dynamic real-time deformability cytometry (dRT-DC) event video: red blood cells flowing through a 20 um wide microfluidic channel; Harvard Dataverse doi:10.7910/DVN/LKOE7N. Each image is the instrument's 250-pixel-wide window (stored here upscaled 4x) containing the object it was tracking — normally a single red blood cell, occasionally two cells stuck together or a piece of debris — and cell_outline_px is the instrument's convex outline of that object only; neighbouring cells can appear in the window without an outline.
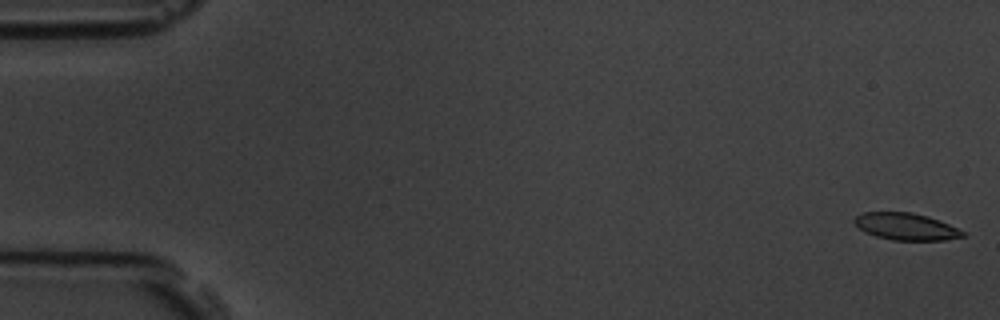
{"species": "common noctule bat (a hibernating species)", "species_latin": "Nyctalus noctula", "temperature_condition": "room temperature", "stored_images_in_passage": 6, "camera_frame_rate_fps": 3000, "um_per_image_px": 0.085, "animal": {"sex": "male", "body_mass_g": 19.5, "forearm_length_mm": 54.6}, "frame": {"image": 1, "passage_image": 1, "time_ms": 0.0, "image_size_px": [1000, 320], "cell_outline_px": [[964, 236], [944, 240], [892, 240], [876, 236], [864, 232], [852, 220], [856, 216], [864, 212], [912, 212], [928, 216], [948, 224], [964, 232]], "centroid_in_image_um": [76.97, 19.25], "position_along_channel_um": 8.0, "area_um2": 16.88}}
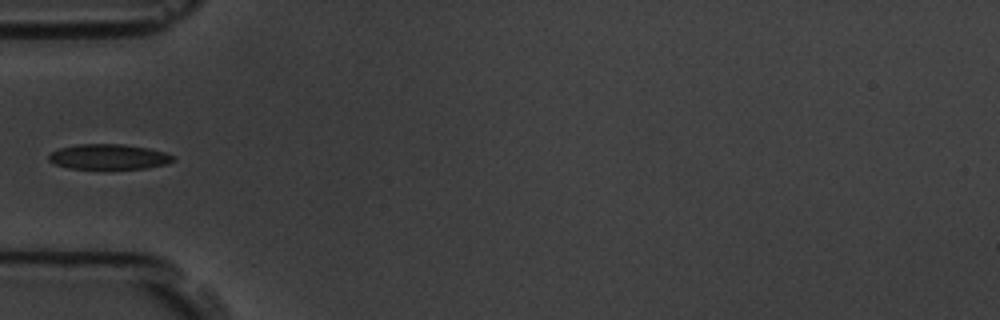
{"frame": {"image": 2, "passage_image": 5, "time_ms": 5.667, "image_size_px": [1000, 320], "cell_outline_px": [[176, 160], [168, 164], [144, 168], [68, 168], [56, 164], [48, 160], [48, 156], [52, 152], [60, 148], [76, 144], [124, 144], [148, 148], [164, 152], [176, 156]], "centroid_in_image_um": [9.28, 13.31], "position_along_channel_um": 75.7, "area_um2": 18.21}}
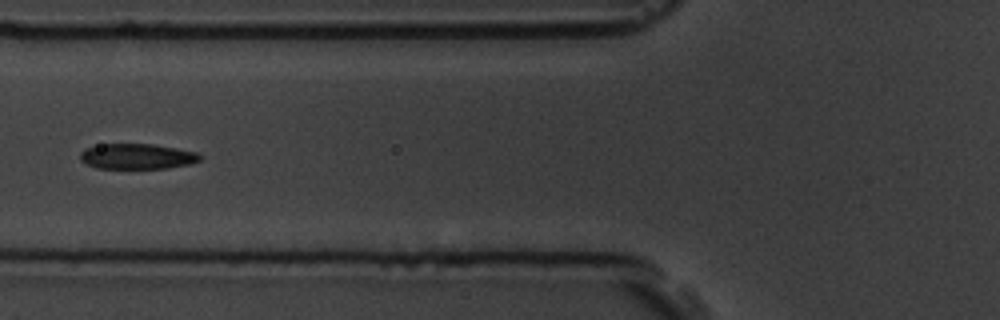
{"frame": {"image": 3, "passage_image": 6, "time_ms": 6.667, "image_size_px": [1000, 320], "cell_outline_px": [[200, 160], [188, 164], [168, 168], [96, 168], [80, 160], [80, 152], [84, 148], [100, 144], [152, 144], [176, 148], [196, 152], [200, 156]], "centroid_in_image_um": [11.61, 13.29], "position_along_channel_um": 114.2, "area_um2": 17.63}}